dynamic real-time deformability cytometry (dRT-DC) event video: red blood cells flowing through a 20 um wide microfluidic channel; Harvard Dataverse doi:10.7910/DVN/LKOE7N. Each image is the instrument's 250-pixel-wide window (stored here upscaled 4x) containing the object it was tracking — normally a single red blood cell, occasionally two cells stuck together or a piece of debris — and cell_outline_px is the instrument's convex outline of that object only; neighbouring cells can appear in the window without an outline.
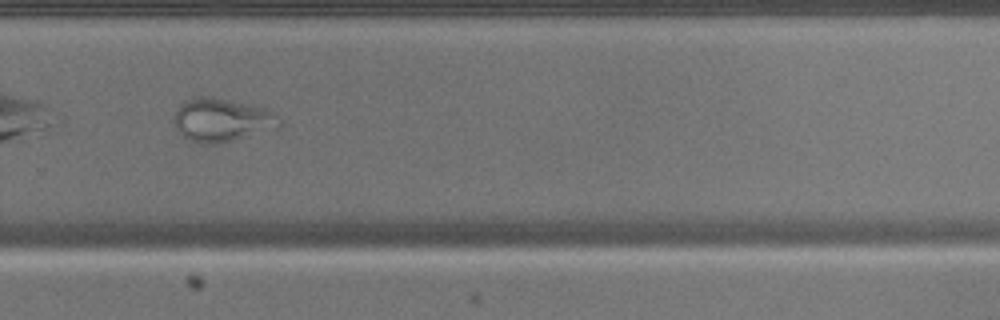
{"species": "common noctule bat (a hibernating species)", "species_latin": "Nyctalus noctula", "temperature_condition": "warm", "stored_images_in_passage": 32, "camera_frame_rate_fps": 3000, "um_per_image_px": 0.085, "animal": {"sex": "male", "body_mass_g": 17.9}, "frame": {"image": 1, "passage_image": 19, "time_ms": 6.0, "image_size_px": [1000, 320], "cell_outline_px": [[280, 128], [216, 144], [204, 144], [192, 140], [184, 136], [180, 132], [176, 124], [176, 112], [180, 104], [184, 100], [192, 96], [212, 96], [264, 108], [280, 116]], "centroid_in_image_um": [18.89, 10.18], "position_along_channel_um": 310.9, "area_um2": 26.36}}